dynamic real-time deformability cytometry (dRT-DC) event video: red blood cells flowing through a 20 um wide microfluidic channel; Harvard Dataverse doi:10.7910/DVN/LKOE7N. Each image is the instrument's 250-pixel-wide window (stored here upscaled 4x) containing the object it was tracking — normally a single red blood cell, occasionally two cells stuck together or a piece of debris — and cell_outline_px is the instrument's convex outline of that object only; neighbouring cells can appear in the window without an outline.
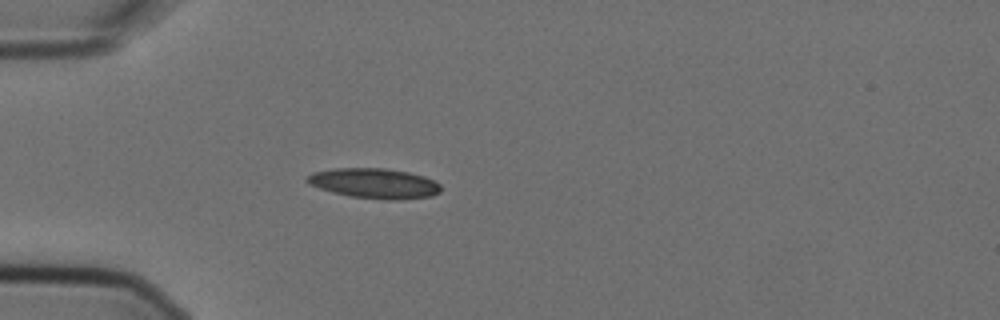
{"species": "Egyptian fruit bat (a non-hibernating species)", "species_latin": "Rousettus aegyptiacus", "temperature_condition": "cold", "stored_images_in_passage": 1, "camera_frame_rate_fps": 3000, "um_per_image_px": 0.085, "animal": {"sex": "female"}, "frame": {"image": 1, "passage_image": 1, "time_ms": 0.0, "image_size_px": [1000, 320], "cell_outline_px": [[440, 192], [432, 196], [400, 200], [384, 200], [348, 196], [332, 192], [308, 184], [304, 180], [312, 172], [332, 168], [384, 168], [408, 172], [424, 176], [440, 184]], "centroid_in_image_um": [31.8, 15.59], "position_along_channel_um": 53.2, "area_um2": 23.64}}